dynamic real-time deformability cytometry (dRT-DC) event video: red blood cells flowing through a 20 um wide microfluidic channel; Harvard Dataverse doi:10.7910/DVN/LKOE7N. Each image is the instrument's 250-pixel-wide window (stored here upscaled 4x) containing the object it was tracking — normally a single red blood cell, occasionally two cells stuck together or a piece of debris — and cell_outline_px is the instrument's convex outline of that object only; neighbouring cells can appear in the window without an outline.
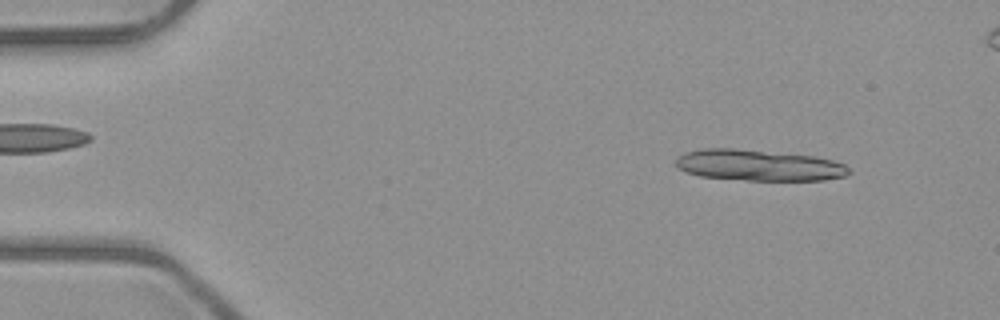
{"species": "common noctule bat (a hibernating species)", "species_latin": "Nyctalus noctula", "temperature_condition": "room temperature", "stored_images_in_passage": 6, "camera_frame_rate_fps": 3000, "um_per_image_px": 0.085, "animal": {"sex": "male", "body_mass_g": 23.1, "forearm_length_mm": 52.7}, "frame": {"image": 1, "passage_image": 1, "time_ms": 0.0, "image_size_px": [1000, 320], "cell_outline_px": [[852, 172], [844, 176], [824, 180], [748, 180], [700, 176], [676, 168], [676, 160], [684, 152], [704, 148], [732, 148], [816, 156], [832, 160], [844, 164]], "centroid_in_image_um": [64.49, 14.04], "position_along_channel_um": 20.5, "area_um2": 31.27}}
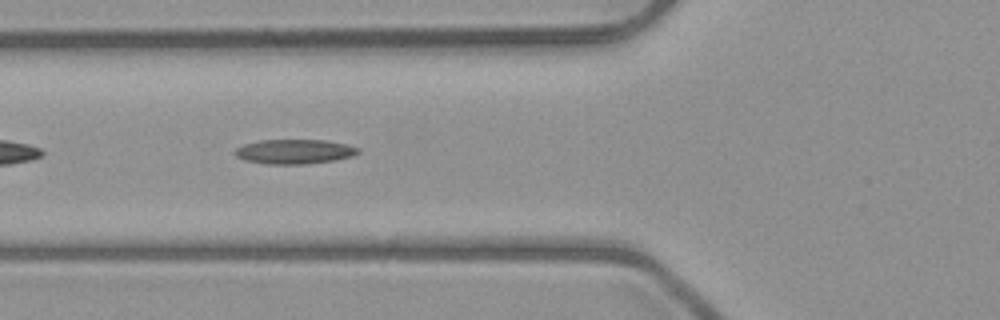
{"frame": {"image": 2, "passage_image": 5, "time_ms": 4.667, "image_size_px": [1000, 320], "cell_outline_px": [[360, 152], [352, 156], [336, 160], [304, 164], [264, 164], [244, 160], [236, 156], [232, 152], [236, 148], [244, 144], [260, 140], [324, 140], [344, 144], [360, 148]], "centroid_in_image_um": [24.99, 12.89], "position_along_channel_um": 100.8, "area_um2": 17.69}}
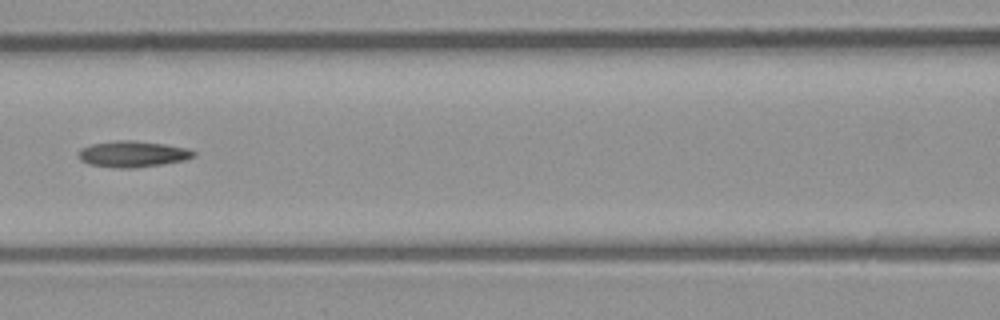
{"frame": {"image": 3, "passage_image": 6, "time_ms": 6.0, "image_size_px": [1000, 320], "cell_outline_px": [[196, 156], [184, 160], [164, 164], [132, 168], [112, 168], [88, 164], [80, 160], [80, 148], [92, 144], [116, 140], [132, 140], [164, 144], [188, 148], [196, 152]], "centroid_in_image_um": [11.3, 13.1], "position_along_channel_um": 155.3, "area_um2": 17.63}}